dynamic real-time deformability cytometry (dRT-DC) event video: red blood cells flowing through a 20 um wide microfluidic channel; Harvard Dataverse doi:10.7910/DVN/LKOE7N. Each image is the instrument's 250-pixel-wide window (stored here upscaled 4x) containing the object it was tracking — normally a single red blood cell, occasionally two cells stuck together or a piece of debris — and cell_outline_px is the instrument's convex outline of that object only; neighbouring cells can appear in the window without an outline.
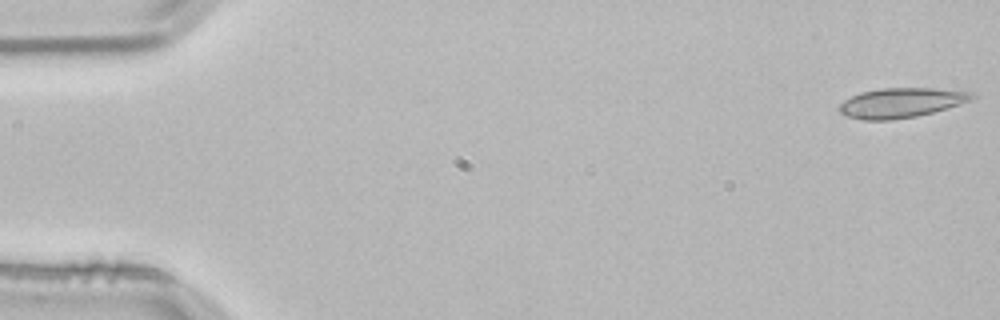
{"species": "common noctule bat (a hibernating species)", "species_latin": "Nyctalus noctula", "temperature_condition": "room temperature", "stored_images_in_passage": 52, "camera_frame_rate_fps": 3000, "um_per_image_px": 0.085, "animal": {"sex": "male", "body_mass_g": 21.5, "forearm_length_mm": 52.0}, "frame": {"image": 1, "passage_image": 1, "time_ms": 0.0, "image_size_px": [1000, 320], "cell_outline_px": [[980, 96], [972, 100], [960, 104], [932, 112], [916, 116], [892, 120], [864, 120], [848, 116], [840, 112], [836, 108], [844, 100], [860, 92], [884, 88], [932, 88], [972, 92]], "centroid_in_image_um": [76.62, 8.73], "position_along_channel_um": 8.4, "area_um2": 23.0}}
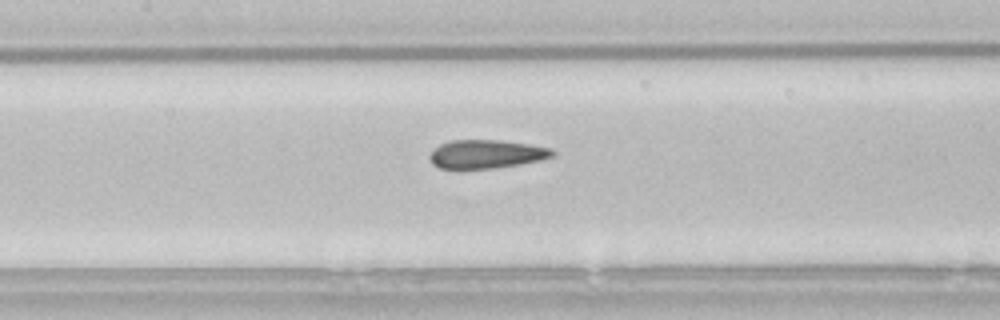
{"frame": {"image": 2, "passage_image": 24, "time_ms": 7.667, "image_size_px": [1000, 320], "cell_outline_px": [[556, 152], [552, 156], [540, 160], [520, 164], [496, 168], [460, 172], [456, 172], [440, 168], [432, 164], [428, 156], [432, 148], [440, 144], [452, 140], [500, 140], [528, 144], [552, 148]], "centroid_in_image_um": [41.24, 13.14], "position_along_channel_um": 166.2, "area_um2": 21.33}}
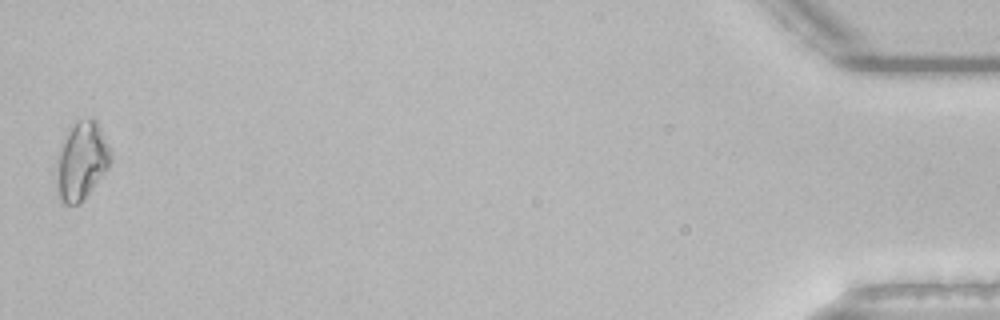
{"frame": {"image": 3, "passage_image": 52, "time_ms": 17.0, "image_size_px": [1000, 320], "cell_outline_px": [[112, 160], [108, 168], [84, 200], [80, 204], [64, 204], [60, 200], [56, 192], [56, 188], [60, 144], [76, 120], [92, 116], [96, 120], [100, 128], [112, 156]], "centroid_in_image_um": [6.93, 13.69], "position_along_channel_um": 428.3, "area_um2": 24.57}, "authors_computed_cell_mechanics": {"area_um2": 21.2415, "velocity_mm_per_s": 3.8408, "shape_relaxation_time_tau1_ms": null, "shape_relaxation_time_tau2_ms": 2.2531, "deformation_change_tau1": null, "deformation_change_tau2": 0.0792}}